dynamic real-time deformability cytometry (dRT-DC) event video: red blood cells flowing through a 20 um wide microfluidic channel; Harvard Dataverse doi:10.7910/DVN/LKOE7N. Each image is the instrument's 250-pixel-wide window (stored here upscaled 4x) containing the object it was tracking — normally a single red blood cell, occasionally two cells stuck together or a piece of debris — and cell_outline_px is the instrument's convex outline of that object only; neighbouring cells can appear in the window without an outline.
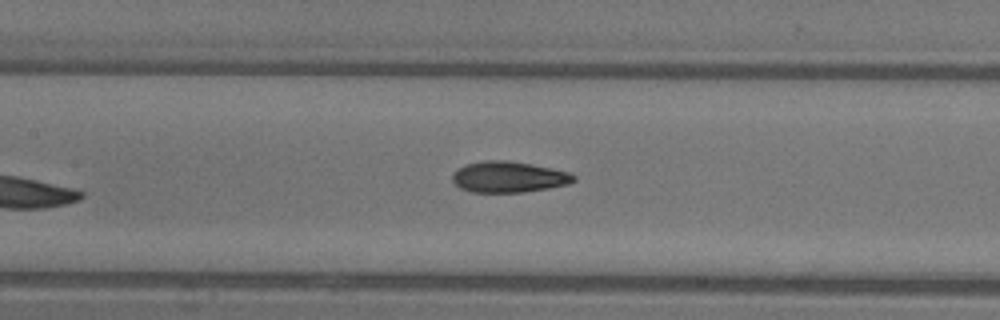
{"species": "common noctule bat (a hibernating species)", "species_latin": "Nyctalus noctula", "temperature_condition": "warm", "stored_images_in_passage": 6, "camera_frame_rate_fps": 3000, "um_per_image_px": 0.085, "animal": {"sex": "female"}, "frame": {"image": 1, "passage_image": 6, "time_ms": 1.667, "image_size_px": [1000, 320], "cell_outline_px": [[576, 180], [568, 184], [548, 188], [524, 192], [472, 192], [460, 188], [452, 180], [452, 172], [464, 164], [484, 160], [508, 160], [532, 164], [572, 172], [576, 176]], "centroid_in_image_um": [43.24, 15.03], "position_along_channel_um": 164.2, "area_um2": 22.2}}